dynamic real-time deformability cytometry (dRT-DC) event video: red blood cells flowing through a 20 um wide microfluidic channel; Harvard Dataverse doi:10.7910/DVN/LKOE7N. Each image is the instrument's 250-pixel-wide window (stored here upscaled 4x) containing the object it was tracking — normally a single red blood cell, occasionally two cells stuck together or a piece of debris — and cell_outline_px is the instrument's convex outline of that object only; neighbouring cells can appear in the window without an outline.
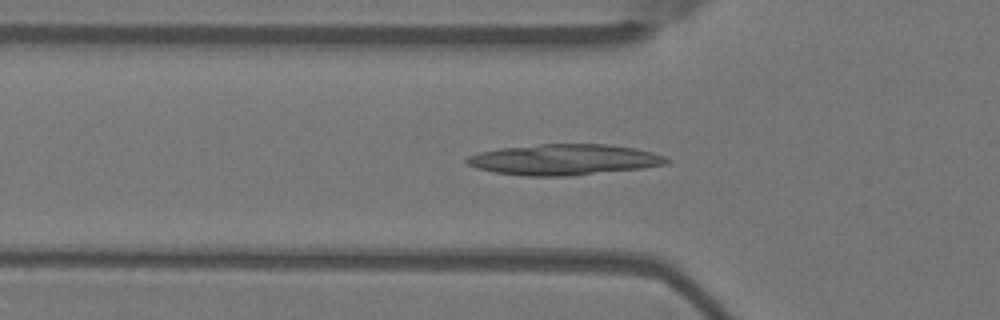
{"species": "Egyptian fruit bat (a non-hibernating species)", "species_latin": "Rousettus aegyptiacus", "temperature_condition": "warm", "stored_images_in_passage": 53, "camera_frame_rate_fps": 3000, "um_per_image_px": 0.085, "animal": {"sex": "female"}, "frame": {"image": 1, "passage_image": 17, "time_ms": 5.333, "image_size_px": [1000, 320], "cell_outline_px": [[672, 160], [668, 164], [644, 168], [572, 176], [528, 176], [492, 172], [476, 168], [468, 164], [464, 160], [468, 156], [480, 152], [500, 148], [540, 144], [604, 144], [636, 148], [652, 152], [664, 156]], "centroid_in_image_um": [47.97, 13.57], "position_along_channel_um": 77.8, "area_um2": 36.13}}
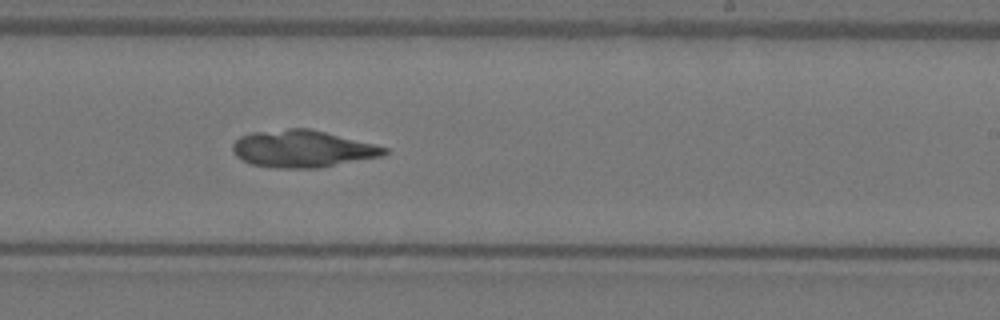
{"frame": {"image": 2, "passage_image": 32, "time_ms": 10.333, "image_size_px": [1000, 320], "cell_outline_px": [[388, 152], [384, 156], [320, 168], [276, 168], [252, 164], [236, 156], [232, 152], [232, 144], [240, 136], [252, 132], [288, 128], [308, 128], [388, 148]], "centroid_in_image_um": [25.69, 12.66], "position_along_channel_um": 263.3, "area_um2": 32.71}}
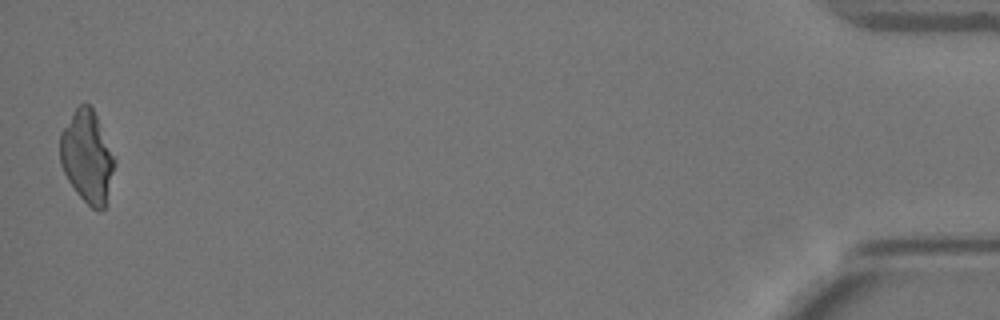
{"frame": {"image": 3, "passage_image": 53, "time_ms": 17.333, "image_size_px": [1000, 320], "cell_outline_px": [[116, 164], [104, 208], [100, 212], [92, 208], [76, 192], [68, 180], [60, 164], [60, 132], [76, 108], [80, 104], [88, 104], [92, 108], [96, 116], [116, 160]], "centroid_in_image_um": [7.4, 13.34], "position_along_channel_um": 427.8, "area_um2": 28.96}}